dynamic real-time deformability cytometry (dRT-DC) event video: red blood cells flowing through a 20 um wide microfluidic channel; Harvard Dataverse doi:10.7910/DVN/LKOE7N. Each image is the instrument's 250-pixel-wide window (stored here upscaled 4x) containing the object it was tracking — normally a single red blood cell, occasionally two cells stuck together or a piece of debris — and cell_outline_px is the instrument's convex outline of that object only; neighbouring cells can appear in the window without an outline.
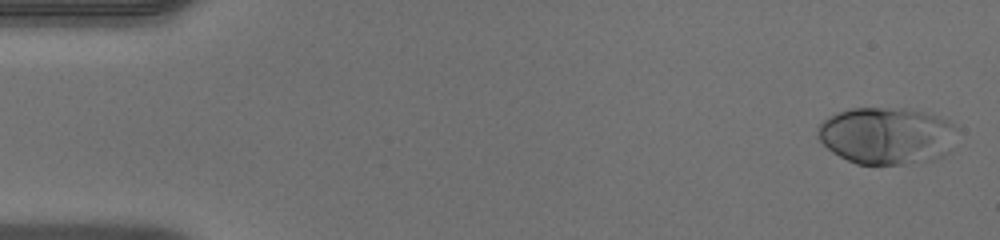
{"species": "human", "species_latin": "Homo sapiens", "temperature_condition": "warm", "stored_images_in_passage": 47, "camera_frame_rate_fps": 3000, "um_per_image_px": 0.085, "donor": {"sex": "male"}, "frame": {"image": 1, "passage_image": 2, "time_ms": 0.333, "image_size_px": [1000, 240], "cell_outline_px": [[952, 128], [948, 152], [944, 156], [932, 160], [904, 164], [856, 164], [832, 152], [820, 140], [820, 124], [828, 116], [836, 112], [852, 108], [908, 108], [940, 116], [948, 120], [952, 124]], "centroid_in_image_um": [75.33, 11.52], "position_along_channel_um": 9.7, "area_um2": 45.72}}
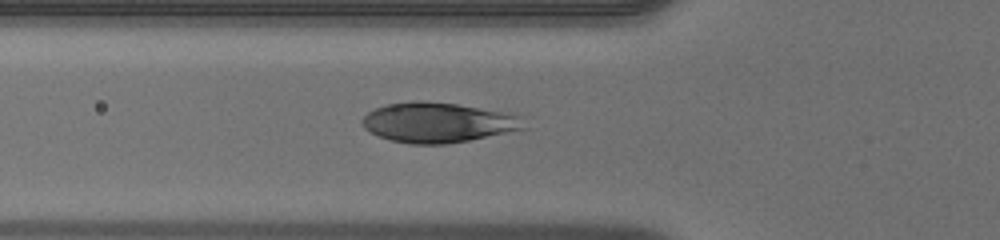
{"frame": {"image": 2, "passage_image": 17, "time_ms": 5.333, "image_size_px": [1000, 240], "cell_outline_px": [[528, 128], [468, 140], [444, 144], [412, 144], [392, 140], [380, 136], [364, 128], [360, 120], [368, 112], [376, 108], [388, 104], [412, 100], [420, 100], [456, 104], [512, 112], [520, 116]], "centroid_in_image_um": [37.26, 10.39], "position_along_channel_um": 88.5, "area_um2": 37.74}}
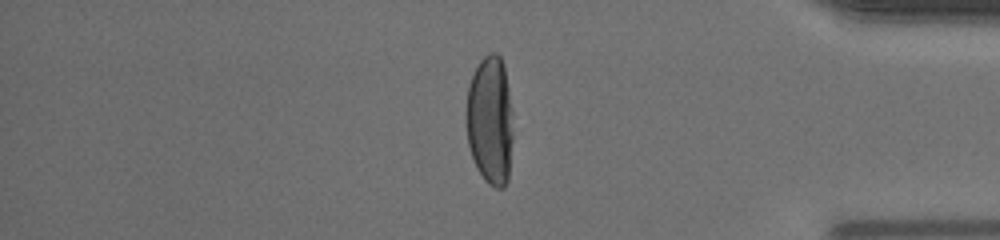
{"frame": {"image": 3, "passage_image": 40, "time_ms": 13.0, "image_size_px": [1000, 240], "cell_outline_px": [[512, 140], [508, 180], [504, 188], [496, 188], [488, 184], [484, 180], [476, 168], [468, 144], [468, 84], [480, 60], [488, 52], [496, 52], [500, 56], [504, 64], [512, 112]], "centroid_in_image_um": [41.68, 10.25], "position_along_channel_um": 393.5, "area_um2": 35.03}}